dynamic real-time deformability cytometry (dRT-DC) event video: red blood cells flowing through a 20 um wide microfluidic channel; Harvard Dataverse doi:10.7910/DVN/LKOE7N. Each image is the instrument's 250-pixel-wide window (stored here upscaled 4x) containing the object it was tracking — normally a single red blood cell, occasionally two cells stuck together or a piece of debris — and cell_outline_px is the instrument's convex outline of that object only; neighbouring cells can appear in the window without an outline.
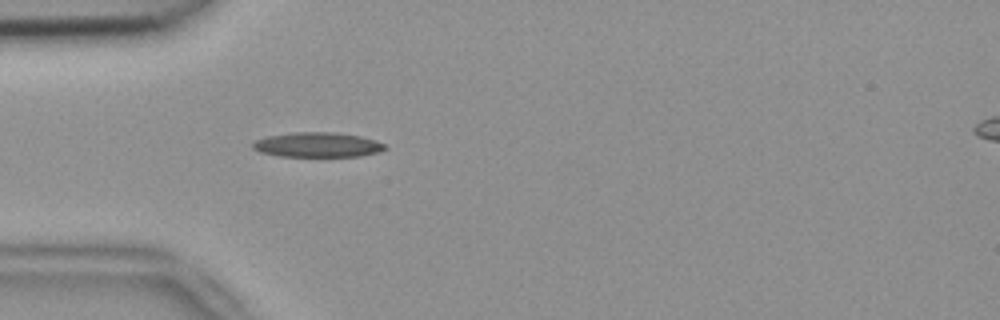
{"species": "common noctule bat (a hibernating species)", "species_latin": "Nyctalus noctula", "temperature_condition": "room temperature", "stored_images_in_passage": 41, "camera_frame_rate_fps": 3000, "um_per_image_px": 0.085, "animal": {"sex": "female", "body_mass_g": 18.4}, "frame": {"image": 1, "passage_image": 4, "time_ms": 1.0, "image_size_px": [1000, 320], "cell_outline_px": [[388, 148], [380, 152], [360, 156], [280, 156], [260, 152], [252, 148], [252, 144], [256, 140], [268, 136], [296, 132], [332, 132], [360, 136], [376, 140], [388, 144]], "centroid_in_image_um": [27.05, 12.31], "position_along_channel_um": 57.9, "area_um2": 19.13}}
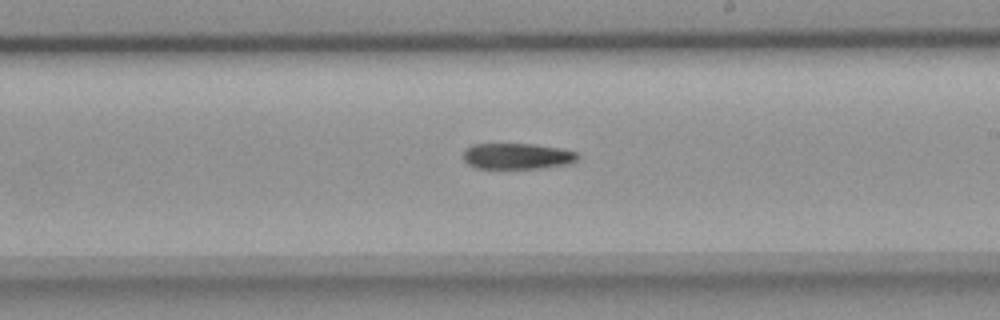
{"frame": {"image": 2, "passage_image": 19, "time_ms": 6.0, "image_size_px": [1000, 320], "cell_outline_px": [[580, 156], [576, 160], [568, 164], [540, 168], [476, 168], [468, 164], [464, 160], [464, 148], [472, 144], [532, 144], [560, 148], [576, 152]], "centroid_in_image_um": [43.94, 13.27], "position_along_channel_um": 245.1, "area_um2": 17.28}}
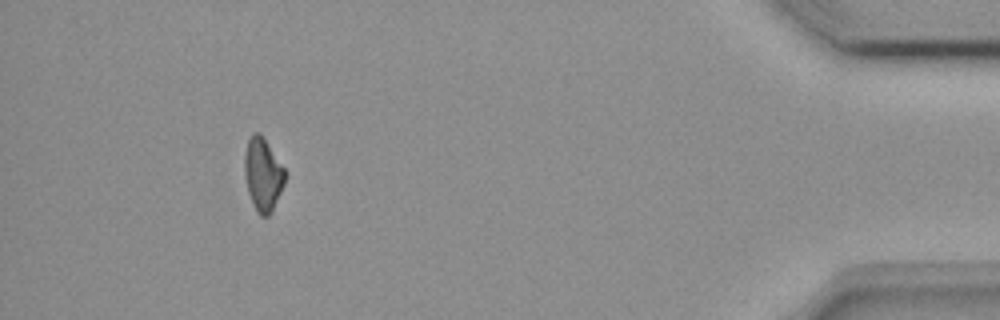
{"frame": {"image": 3, "passage_image": 37, "time_ms": 12.0, "image_size_px": [1000, 320], "cell_outline_px": [[284, 184], [272, 212], [268, 216], [260, 216], [256, 212], [248, 192], [244, 176], [244, 156], [248, 140], [252, 132], [260, 132], [284, 168]], "centroid_in_image_um": [22.32, 14.84], "position_along_channel_um": 412.9, "area_um2": 17.17}, "authors_computed_cell_mechanics": {"area_um2": 18.0336, "velocity_mm_per_s": 3.827, "shape_relaxation_time_tau1_ms": 9.4561, "shape_relaxation_time_tau2_ms": null, "deformation_change_tau1": 0.1959, "deformation_change_tau2": null}}